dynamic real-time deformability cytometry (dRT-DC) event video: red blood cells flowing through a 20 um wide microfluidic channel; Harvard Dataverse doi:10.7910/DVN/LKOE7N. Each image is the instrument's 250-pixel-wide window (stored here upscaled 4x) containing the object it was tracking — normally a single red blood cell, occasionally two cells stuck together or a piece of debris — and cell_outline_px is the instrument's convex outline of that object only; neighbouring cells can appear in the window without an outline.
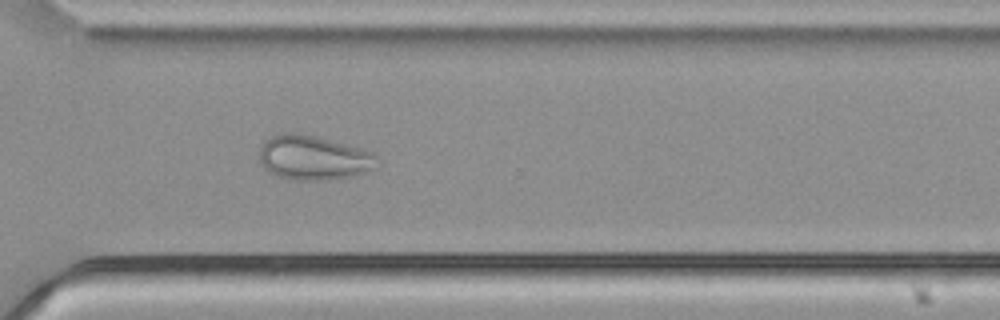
{"species": "common noctule bat (a hibernating species)", "species_latin": "Nyctalus noctula", "temperature_condition": "cold", "stored_images_in_passage": 54, "camera_frame_rate_fps": 3000, "um_per_image_px": 0.085, "animal": {"sex": "male", "body_mass_g": 21.5, "forearm_length_mm": 52.0}, "frame": {"image": 1, "passage_image": 39, "time_ms": 12.667, "image_size_px": [1000, 320], "cell_outline_px": [[380, 168], [356, 176], [324, 180], [292, 180], [276, 176], [268, 172], [260, 164], [260, 148], [264, 140], [272, 136], [284, 132], [296, 132], [316, 136], [376, 152]], "centroid_in_image_um": [26.7, 13.42], "position_along_channel_um": 343.9, "area_um2": 31.33}}